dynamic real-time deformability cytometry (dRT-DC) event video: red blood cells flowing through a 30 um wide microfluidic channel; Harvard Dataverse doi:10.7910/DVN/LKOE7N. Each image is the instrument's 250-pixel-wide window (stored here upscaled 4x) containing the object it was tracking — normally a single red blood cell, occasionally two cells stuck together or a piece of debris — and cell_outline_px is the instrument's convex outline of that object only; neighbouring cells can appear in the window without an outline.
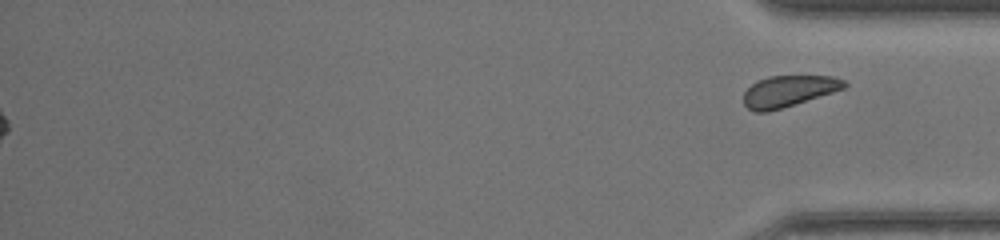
{"species": "common noctule bat (a hibernating species)", "species_latin": "Nyctalus noctula", "temperature_condition": "warm", "stored_images_in_passage": 51, "segment_of_instrument_passage": [2, 2], "camera_frame_rate_fps": 3000, "um_per_image_px": 0.085, "animal": {"sex": "female", "body_mass_g": 17.0, "forearm_length_mm": 48.0}, "frame": {"image": 1, "passage_image": 51, "time_ms": 16.667, "image_size_px": [1000, 240], "cell_outline_px": [[848, 84], [844, 88], [832, 92], [768, 112], [756, 112], [748, 108], [744, 104], [744, 92], [752, 84], [768, 76], [832, 76], [844, 80]], "centroid_in_image_um": [67.01, 7.74], "position_along_channel_um": 368.2, "area_um2": 17.98}}